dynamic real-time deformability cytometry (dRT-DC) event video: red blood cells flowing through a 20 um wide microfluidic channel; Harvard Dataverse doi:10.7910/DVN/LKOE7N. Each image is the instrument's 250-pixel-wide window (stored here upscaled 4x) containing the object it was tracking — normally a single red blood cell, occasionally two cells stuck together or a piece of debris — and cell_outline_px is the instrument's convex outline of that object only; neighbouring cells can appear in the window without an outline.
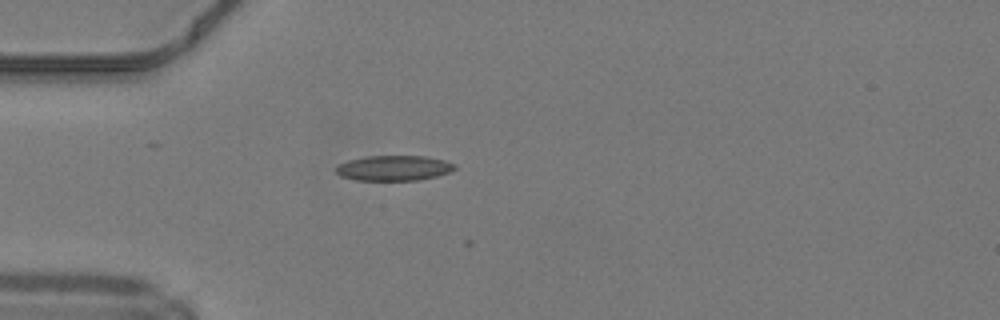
{"species": "common noctule bat (a hibernating species)", "species_latin": "Nyctalus noctula", "temperature_condition": "warm", "stored_images_in_passage": 5, "camera_frame_rate_fps": 3000, "um_per_image_px": 0.085, "animal": {"sex": "male", "body_mass_g": 19.2, "forearm_length_mm": 51.8}, "frame": {"image": 1, "passage_image": 1, "time_ms": 0.0, "image_size_px": [1000, 320], "cell_outline_px": [[456, 168], [448, 172], [436, 176], [416, 180], [356, 180], [340, 176], [336, 172], [336, 168], [340, 164], [348, 160], [364, 156], [424, 156], [444, 160], [456, 164]], "centroid_in_image_um": [33.46, 14.28], "position_along_channel_um": 51.5, "area_um2": 17.34}}
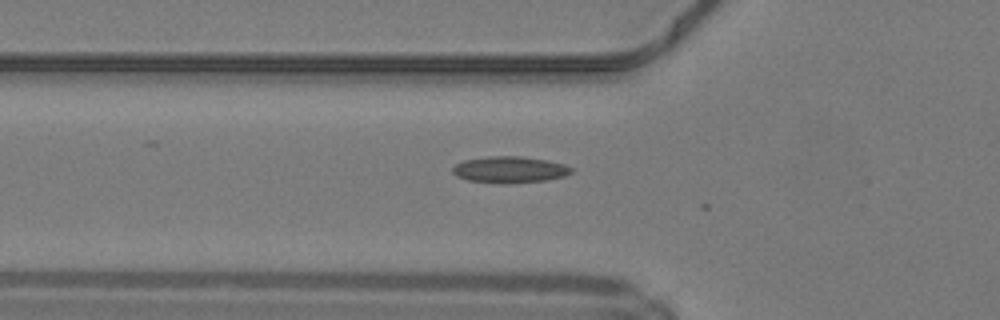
{"frame": {"image": 2, "passage_image": 4, "time_ms": 1.0, "image_size_px": [1000, 320], "cell_outline_px": [[572, 172], [564, 176], [544, 180], [468, 180], [456, 176], [452, 172], [452, 168], [456, 164], [464, 160], [488, 156], [520, 156], [548, 160], [564, 164], [572, 168]], "centroid_in_image_um": [43.33, 14.35], "position_along_channel_um": 82.5, "area_um2": 17.17}}